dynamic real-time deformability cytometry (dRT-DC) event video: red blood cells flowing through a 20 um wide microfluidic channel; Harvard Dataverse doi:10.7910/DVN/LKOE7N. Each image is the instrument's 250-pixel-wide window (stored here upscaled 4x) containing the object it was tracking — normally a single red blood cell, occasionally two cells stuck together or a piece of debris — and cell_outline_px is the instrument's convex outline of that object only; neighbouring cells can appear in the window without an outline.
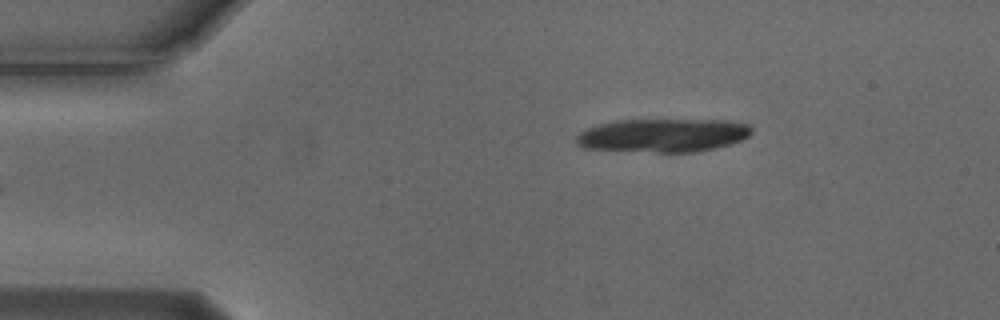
{"species": "Egyptian fruit bat (a non-hibernating species)", "species_latin": "Rousettus aegyptiacus", "temperature_condition": "cold", "stored_images_in_passage": 10, "camera_frame_rate_fps": 3000, "um_per_image_px": 0.085, "animal": {"sex": "male"}, "frame": {"image": 1, "passage_image": 1, "time_ms": 0.0, "image_size_px": [1000, 320], "cell_outline_px": [[752, 132], [748, 136], [732, 144], [716, 148], [696, 152], [656, 152], [584, 148], [576, 144], [576, 136], [580, 132], [588, 128], [612, 120], [728, 120], [748, 124], [752, 128]], "centroid_in_image_um": [56.37, 11.5], "position_along_channel_um": 28.6, "area_um2": 34.28}}